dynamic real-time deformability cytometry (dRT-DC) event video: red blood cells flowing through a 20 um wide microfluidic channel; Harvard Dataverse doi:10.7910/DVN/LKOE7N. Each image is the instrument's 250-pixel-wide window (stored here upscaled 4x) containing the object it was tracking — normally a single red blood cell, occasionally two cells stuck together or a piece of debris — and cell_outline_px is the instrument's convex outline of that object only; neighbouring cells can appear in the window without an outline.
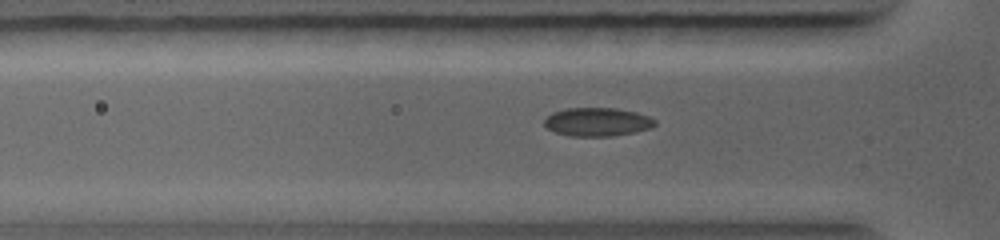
{"species": "common noctule bat (a hibernating species)", "species_latin": "Nyctalus noctula", "temperature_condition": "warm", "stored_images_in_passage": 43, "camera_frame_rate_fps": 5000, "um_per_image_px": 0.085, "animal": {"sex": "female", "body_mass_g": 19.0, "forearm_length_mm": 56.7}, "frame": {"image": 1, "passage_image": 8, "time_ms": 2.4, "image_size_px": [1000, 240], "cell_outline_px": [[656, 124], [652, 128], [636, 132], [612, 136], [568, 136], [556, 132], [548, 128], [544, 124], [544, 120], [552, 112], [568, 108], [616, 108], [636, 112], [648, 116], [656, 120]], "centroid_in_image_um": [50.8, 10.36], "position_along_channel_um": 75.0, "area_um2": 18.44}}
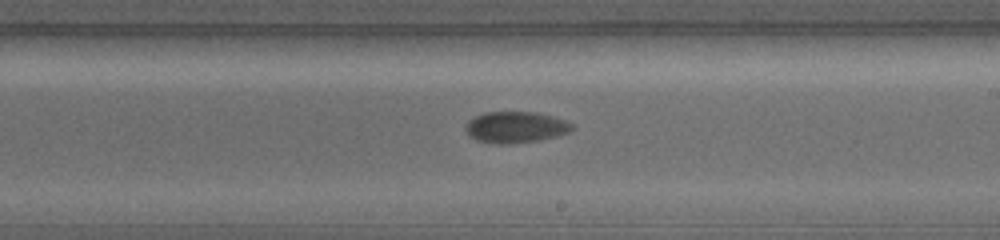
{"frame": {"image": 2, "passage_image": 23, "time_ms": 5.8, "image_size_px": [1000, 240], "cell_outline_px": [[576, 124], [568, 132], [556, 136], [536, 140], [508, 144], [500, 144], [476, 140], [468, 136], [464, 128], [464, 124], [468, 120], [484, 112], [536, 112], [552, 116]], "centroid_in_image_um": [43.78, 10.8], "position_along_channel_um": 245.2, "area_um2": 19.42}}
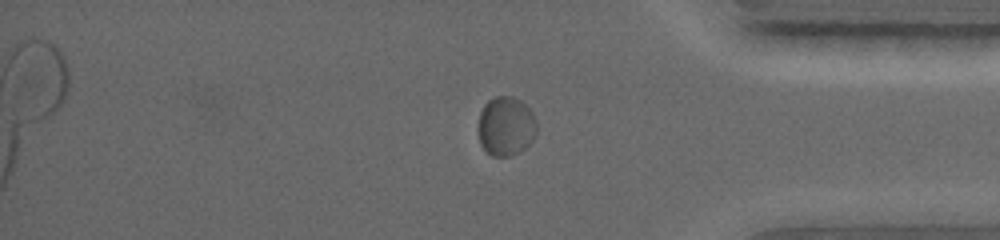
{"frame": {"image": 3, "passage_image": 37, "time_ms": 9.0, "image_size_px": [1000, 240], "cell_outline_px": [[536, 136], [520, 152], [512, 156], [492, 156], [480, 144], [476, 128], [480, 112], [484, 104], [488, 100], [496, 96], [512, 96], [520, 100], [532, 112], [536, 120]], "centroid_in_image_um": [42.97, 10.73], "position_along_channel_um": 392.2, "area_um2": 20.52}}